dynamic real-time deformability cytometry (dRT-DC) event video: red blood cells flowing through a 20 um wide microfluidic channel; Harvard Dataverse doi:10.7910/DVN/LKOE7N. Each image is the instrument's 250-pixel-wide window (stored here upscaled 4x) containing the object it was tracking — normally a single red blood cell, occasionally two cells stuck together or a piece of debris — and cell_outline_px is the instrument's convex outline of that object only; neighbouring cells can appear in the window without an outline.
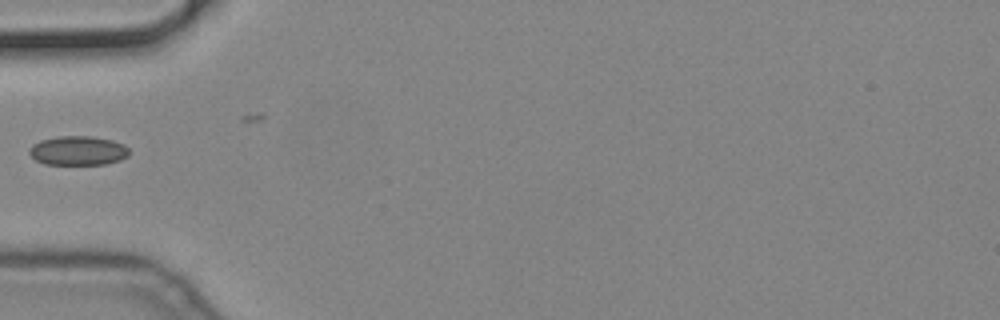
{"species": "common noctule bat (a hibernating species)", "species_latin": "Nyctalus noctula", "temperature_condition": "cold", "stored_images_in_passage": 5, "camera_frame_rate_fps": 3000, "um_per_image_px": 0.085, "animal": {"sex": "male", "body_mass_g": 19.2, "forearm_length_mm": 51.8}, "frame": {"image": 1, "passage_image": 1, "time_ms": 0.0, "image_size_px": [1000, 320], "cell_outline_px": [[128, 156], [120, 160], [104, 164], [44, 164], [36, 160], [28, 152], [32, 144], [40, 140], [56, 136], [92, 136], [112, 140], [124, 144], [128, 148]], "centroid_in_image_um": [6.62, 12.79], "position_along_channel_um": 78.4, "area_um2": 17.05}}
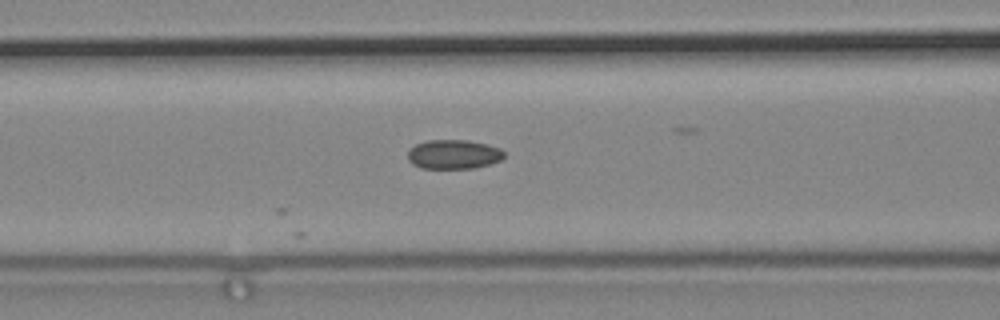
{"frame": {"image": 2, "passage_image": 5, "time_ms": 1.333, "image_size_px": [1000, 320], "cell_outline_px": [[504, 156], [500, 160], [476, 168], [420, 168], [412, 164], [408, 160], [408, 148], [416, 144], [428, 140], [468, 140], [488, 144], [500, 148], [504, 152]], "centroid_in_image_um": [38.53, 13.11], "position_along_channel_um": 128.1, "area_um2": 16.53}}